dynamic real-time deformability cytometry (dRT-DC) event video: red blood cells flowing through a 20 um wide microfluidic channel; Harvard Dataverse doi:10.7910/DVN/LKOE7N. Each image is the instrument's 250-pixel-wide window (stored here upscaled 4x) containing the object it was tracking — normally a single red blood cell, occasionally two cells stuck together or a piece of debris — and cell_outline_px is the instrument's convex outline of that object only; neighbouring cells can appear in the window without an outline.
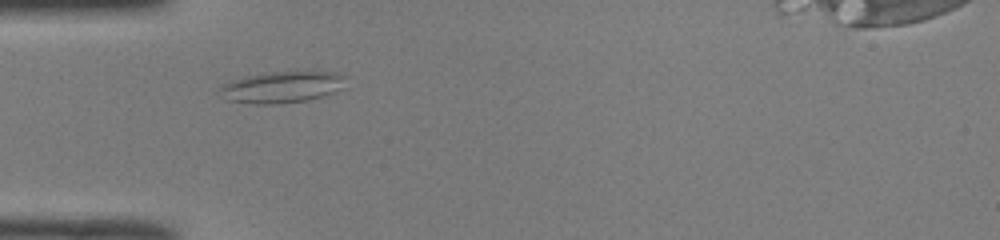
{"species": "common noctule bat (a hibernating species)", "species_latin": "Nyctalus noctula", "temperature_condition": "room temperature", "stored_images_in_passage": 40, "camera_frame_rate_fps": 3000, "um_per_image_px": 0.085, "animal": {"sex": "male", "body_mass_g": 19.0, "forearm_length_mm": 50.8}, "frame": {"image": 1, "passage_image": 6, "time_ms": 1.667, "image_size_px": [1000, 240], "cell_outline_px": [[348, 76], [344, 88], [308, 100], [272, 104], [252, 104], [228, 100], [220, 88], [224, 84], [232, 80], [244, 76], [272, 72], [308, 68], [344, 72]], "centroid_in_image_um": [24.15, 7.33], "position_along_channel_um": 60.8, "area_um2": 23.99}}
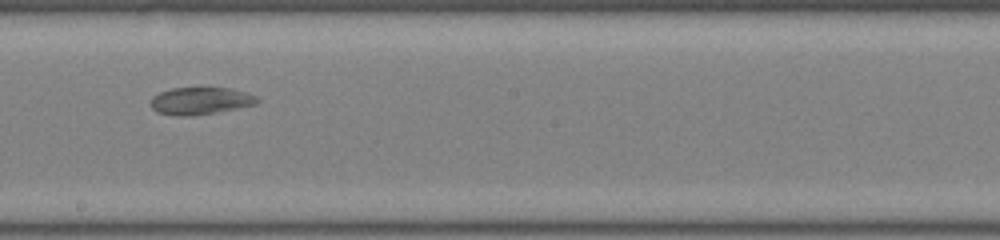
{"frame": {"image": 2, "passage_image": 19, "time_ms": 6.0, "image_size_px": [1000, 240], "cell_outline_px": [[260, 100], [256, 104], [196, 116], [176, 116], [156, 112], [152, 108], [152, 96], [160, 92], [172, 88], [208, 84], [232, 88], [256, 96]], "centroid_in_image_um": [17.04, 8.52], "position_along_channel_um": 231.2, "area_um2": 17.74}}
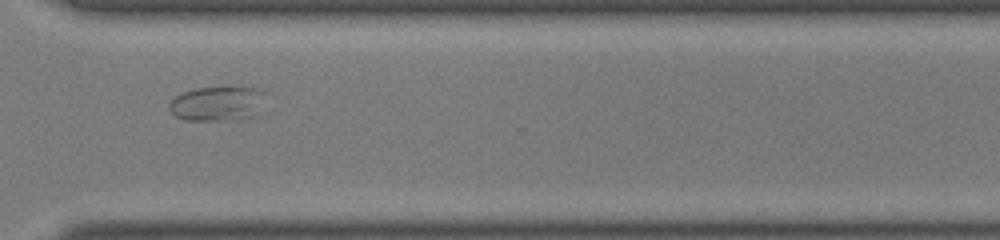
{"frame": {"image": 3, "passage_image": 28, "time_ms": 9.0, "image_size_px": [1000, 240], "cell_outline_px": [[264, 92], [252, 116], [220, 120], [184, 120], [176, 116], [168, 108], [168, 104], [176, 96], [184, 92], [196, 88], [224, 84], [256, 88]], "centroid_in_image_um": [18.38, 8.74], "position_along_channel_um": 352.2, "area_um2": 19.31}}